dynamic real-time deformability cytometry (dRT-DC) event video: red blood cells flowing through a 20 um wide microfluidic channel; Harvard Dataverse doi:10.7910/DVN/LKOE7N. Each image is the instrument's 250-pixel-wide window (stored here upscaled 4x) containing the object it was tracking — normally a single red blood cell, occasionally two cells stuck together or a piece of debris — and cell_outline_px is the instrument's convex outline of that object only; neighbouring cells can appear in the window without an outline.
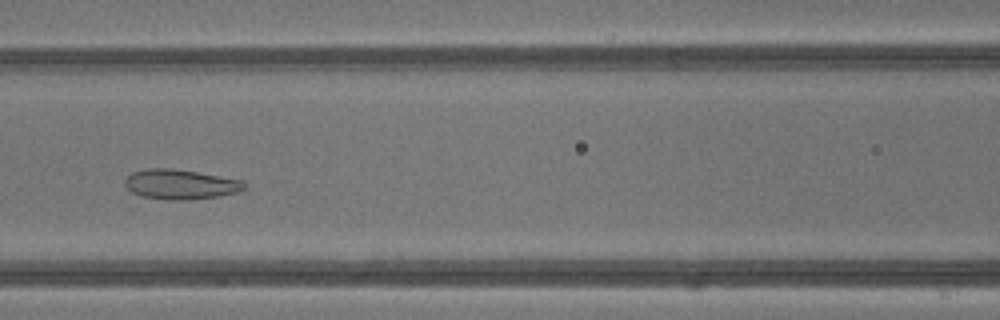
{"species": "common noctule bat (a hibernating species)", "species_latin": "Nyctalus noctula", "temperature_condition": "warm", "stored_images_in_passage": 41, "camera_frame_rate_fps": 3000, "um_per_image_px": 0.085, "animal": {"sex": "male", "body_mass_g": 13.3}, "frame": {"image": 1, "passage_image": 18, "time_ms": 5.667, "image_size_px": [1000, 320], "cell_outline_px": [[244, 188], [240, 192], [220, 196], [188, 200], [140, 200], [124, 184], [124, 180], [132, 172], [148, 168], [172, 168], [244, 180]], "centroid_in_image_um": [15.27, 15.7], "position_along_channel_um": 151.3, "area_um2": 21.39}}
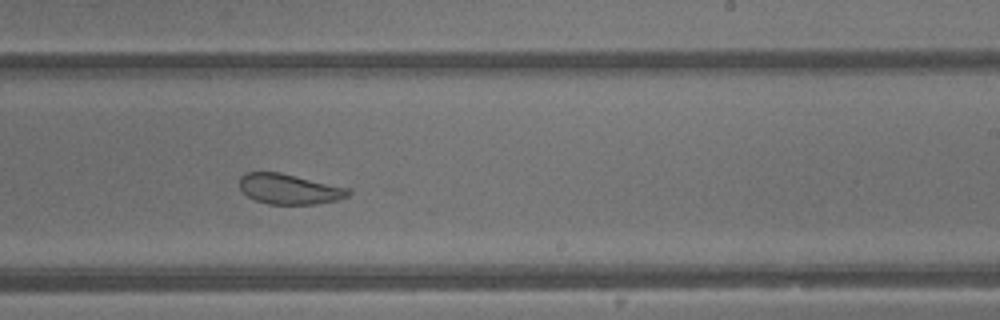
{"frame": {"image": 2, "passage_image": 25, "time_ms": 8.0, "image_size_px": [1000, 320], "cell_outline_px": [[352, 192], [348, 196], [336, 200], [316, 204], [268, 204], [256, 200], [248, 196], [240, 188], [240, 176], [244, 172], [280, 172], [352, 188]], "centroid_in_image_um": [24.63, 16.06], "position_along_channel_um": 264.4, "area_um2": 19.36}}
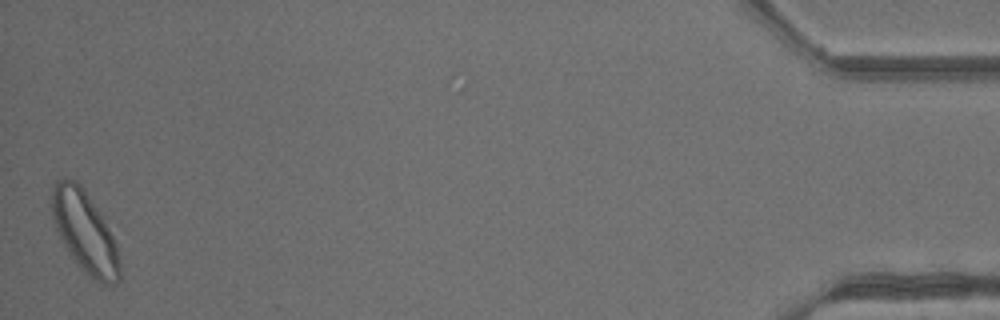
{"frame": {"image": 3, "passage_image": 41, "time_ms": 13.333, "image_size_px": [1000, 320], "cell_outline_px": [[120, 280], [116, 284], [104, 284], [88, 276], [76, 264], [68, 252], [56, 228], [52, 216], [52, 188], [56, 180], [64, 176], [76, 180], [84, 188], [104, 220], [116, 244], [120, 264]], "centroid_in_image_um": [7.2, 19.7], "position_along_channel_um": 428.0, "area_um2": 32.08}}